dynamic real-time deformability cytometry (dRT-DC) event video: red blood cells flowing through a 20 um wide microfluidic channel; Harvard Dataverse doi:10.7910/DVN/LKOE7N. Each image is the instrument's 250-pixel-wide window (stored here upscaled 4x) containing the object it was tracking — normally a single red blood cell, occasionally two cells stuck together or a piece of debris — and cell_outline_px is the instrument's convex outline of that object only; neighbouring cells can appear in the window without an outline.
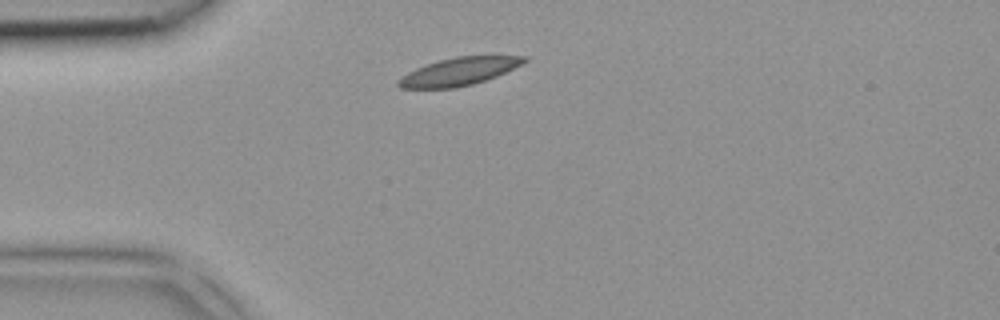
{"species": "common noctule bat (a hibernating species)", "species_latin": "Nyctalus noctula", "temperature_condition": "room temperature", "stored_images_in_passage": 2, "camera_frame_rate_fps": 3000, "um_per_image_px": 0.085, "animal": {"sex": "female", "body_mass_g": 18.4}, "frame": {"image": 1, "passage_image": 1, "time_ms": 0.0, "image_size_px": [1000, 320], "cell_outline_px": [[528, 60], [496, 76], [472, 84], [456, 88], [400, 88], [396, 84], [396, 80], [408, 72], [416, 68], [440, 60], [456, 56], [528, 56]], "centroid_in_image_um": [38.96, 6.08], "position_along_channel_um": 46.0, "area_um2": 20.06}}